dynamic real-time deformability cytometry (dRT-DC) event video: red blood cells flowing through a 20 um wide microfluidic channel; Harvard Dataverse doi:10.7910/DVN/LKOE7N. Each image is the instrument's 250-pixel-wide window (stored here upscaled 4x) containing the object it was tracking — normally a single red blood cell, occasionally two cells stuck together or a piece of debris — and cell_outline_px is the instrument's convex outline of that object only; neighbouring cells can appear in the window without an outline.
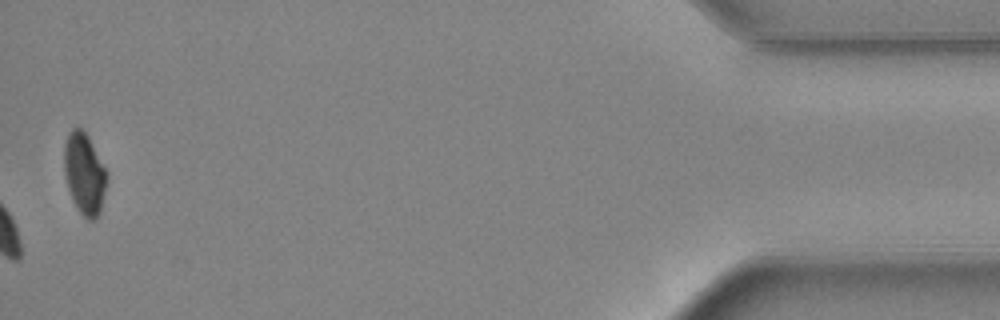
{"species": "common noctule bat (a hibernating species)", "species_latin": "Nyctalus noctula", "temperature_condition": "warm", "stored_images_in_passage": 32, "camera_frame_rate_fps": 3000, "um_per_image_px": 0.085, "animal": {"sex": "female", "body_mass_g": 24.6, "forearm_length_mm": 56.2}, "frame": {"image": 1, "passage_image": 32, "time_ms": 10.333, "image_size_px": [1000, 320], "cell_outline_px": [[108, 176], [100, 212], [96, 220], [88, 220], [80, 212], [72, 200], [68, 188], [64, 172], [64, 144], [68, 132], [72, 128], [80, 128], [88, 136], [108, 172]], "centroid_in_image_um": [7.18, 14.76], "position_along_channel_um": 428.0, "area_um2": 20.35}, "authors_computed_cell_mechanics": {"area_um2": 24.1604, "velocity_mm_per_s": 4.4497, "shape_relaxation_time_tau1_ms": 1.3962, "shape_relaxation_time_tau2_ms": null, "deformation_change_tau1": 0.0852, "deformation_change_tau2": null}}